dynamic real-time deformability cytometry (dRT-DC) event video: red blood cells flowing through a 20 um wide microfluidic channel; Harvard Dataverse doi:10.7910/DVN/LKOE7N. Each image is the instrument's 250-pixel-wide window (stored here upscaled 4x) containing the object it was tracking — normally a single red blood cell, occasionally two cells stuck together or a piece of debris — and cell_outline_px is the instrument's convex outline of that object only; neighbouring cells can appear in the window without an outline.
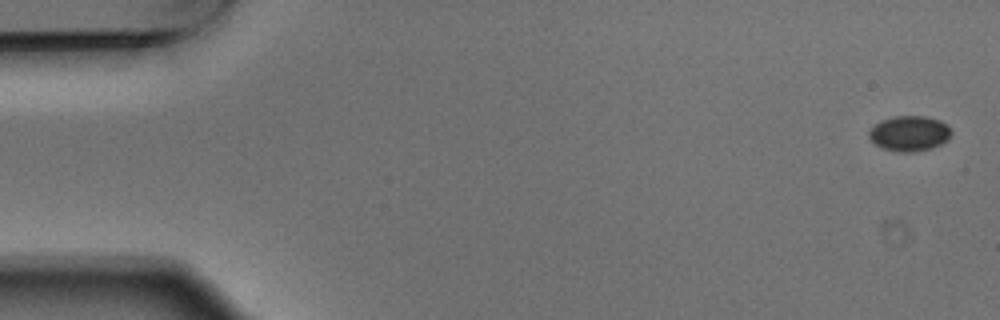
{"species": "Egyptian fruit bat (a non-hibernating species)", "species_latin": "Rousettus aegyptiacus", "temperature_condition": "warm", "stored_images_in_passage": 6, "camera_frame_rate_fps": 3000, "um_per_image_px": 0.085, "animal": {"sex": "male"}, "frame": {"image": 1, "passage_image": 1, "time_ms": 0.0, "image_size_px": [1000, 320], "cell_outline_px": [[952, 132], [948, 140], [932, 148], [916, 152], [900, 152], [884, 148], [876, 144], [868, 136], [868, 132], [880, 120], [892, 116], [924, 116], [940, 120], [948, 124]], "centroid_in_image_um": [77.33, 11.33], "position_along_channel_um": 7.7, "area_um2": 16.99}}
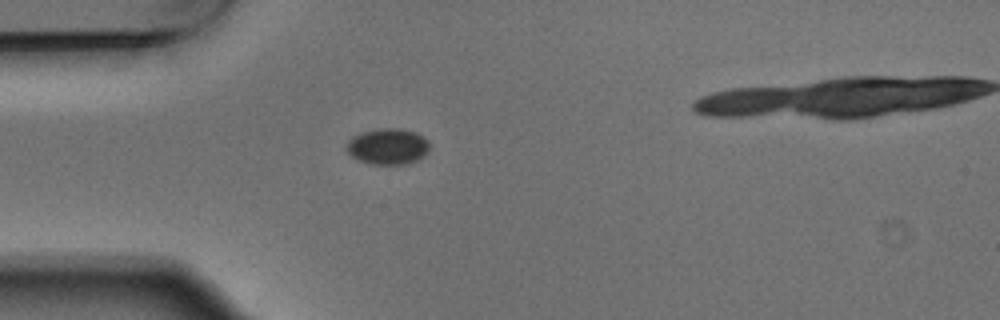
{"frame": {"image": 2, "passage_image": 5, "time_ms": 1.333, "image_size_px": [1000, 320], "cell_outline_px": [[428, 152], [424, 156], [408, 164], [368, 164], [352, 156], [344, 148], [348, 140], [352, 136], [364, 132], [380, 128], [400, 128], [412, 132], [428, 140]], "centroid_in_image_um": [32.93, 12.46], "position_along_channel_um": 52.1, "area_um2": 17.34}}